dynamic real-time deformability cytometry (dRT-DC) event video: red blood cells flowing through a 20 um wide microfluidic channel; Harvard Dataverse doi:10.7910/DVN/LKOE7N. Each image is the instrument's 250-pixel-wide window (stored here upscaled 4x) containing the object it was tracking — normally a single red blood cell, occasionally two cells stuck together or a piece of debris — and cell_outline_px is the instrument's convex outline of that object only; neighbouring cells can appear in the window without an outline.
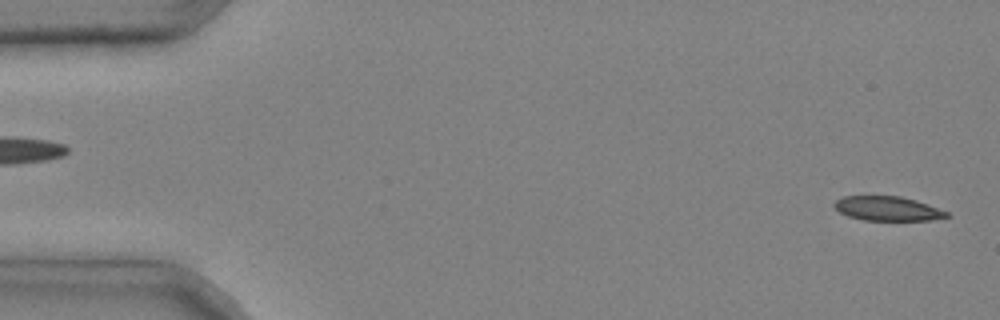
{"species": "common noctule bat (a hibernating species)", "species_latin": "Nyctalus noctula", "temperature_condition": "cold", "stored_images_in_passage": 4, "segment_of_instrument_passage": [2, 2], "camera_frame_rate_fps": 3000, "um_per_image_px": 0.085, "animal": {"sex": "male", "body_mass_g": 20.4}, "frame": {"image": 1, "passage_image": 4, "time_ms": 1.0, "image_size_px": [1000, 320], "cell_outline_px": [[948, 216], [932, 220], [864, 220], [848, 216], [840, 212], [832, 204], [836, 200], [844, 196], [900, 196], [916, 200], [928, 204], [948, 212]], "centroid_in_image_um": [75.43, 17.72], "position_along_channel_um": 9.6, "area_um2": 15.84}}